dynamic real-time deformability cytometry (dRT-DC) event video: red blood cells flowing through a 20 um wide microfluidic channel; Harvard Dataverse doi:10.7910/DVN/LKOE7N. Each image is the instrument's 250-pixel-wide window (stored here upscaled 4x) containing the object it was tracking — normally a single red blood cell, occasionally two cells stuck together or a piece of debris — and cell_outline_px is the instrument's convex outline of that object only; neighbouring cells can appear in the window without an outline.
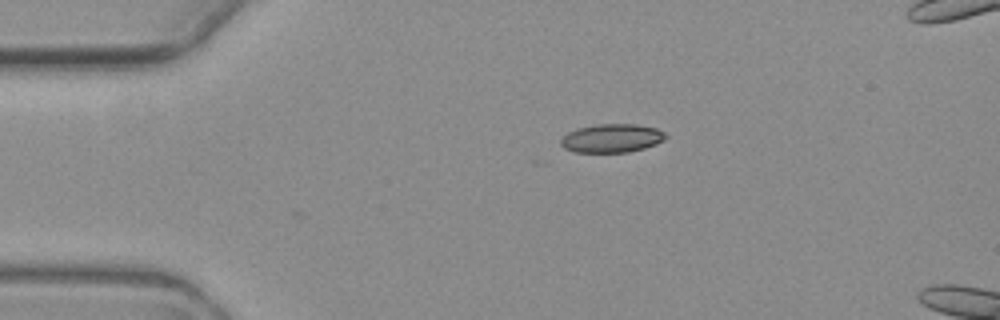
{"species": "common noctule bat (a hibernating species)", "species_latin": "Nyctalus noctula", "temperature_condition": "warm", "stored_images_in_passage": 2, "camera_frame_rate_fps": 3000, "um_per_image_px": 0.085, "animal": {"sex": "female", "body_mass_g": 19.3, "forearm_length_mm": 54.1}, "frame": {"image": 1, "passage_image": 2, "time_ms": 1.0, "image_size_px": [1000, 320], "cell_outline_px": [[668, 136], [664, 140], [656, 144], [644, 148], [628, 152], [572, 152], [564, 148], [560, 144], [560, 140], [568, 132], [576, 128], [596, 124], [636, 124], [656, 128], [664, 132]], "centroid_in_image_um": [51.99, 11.74], "position_along_channel_um": 33.0, "area_um2": 17.57}}